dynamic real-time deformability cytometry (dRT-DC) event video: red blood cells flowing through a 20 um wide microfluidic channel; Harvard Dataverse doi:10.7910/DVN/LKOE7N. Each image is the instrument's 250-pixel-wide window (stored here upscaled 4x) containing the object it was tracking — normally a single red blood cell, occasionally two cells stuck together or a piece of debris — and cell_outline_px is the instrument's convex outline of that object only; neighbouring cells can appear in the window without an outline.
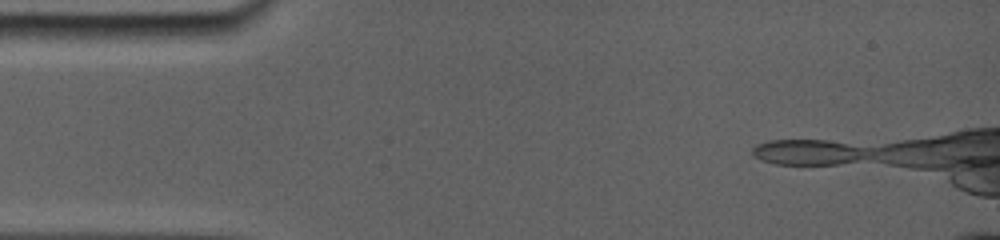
{"species": "common noctule bat (a hibernating species)", "species_latin": "Nyctalus noctula", "temperature_condition": "room temperature", "stored_images_in_passage": 2, "camera_frame_rate_fps": 5000, "um_per_image_px": 0.085, "animal": {"sex": "female", "body_mass_g": 19.0, "forearm_length_mm": 56.7}, "frame": {"image": 1, "passage_image": 1, "time_ms": 0.0, "image_size_px": [1000, 240], "cell_outline_px": [[864, 156], [852, 160], [832, 164], [780, 164], [764, 160], [756, 156], [752, 152], [760, 144], [776, 140], [820, 140], [840, 144], [856, 148]], "centroid_in_image_um": [68.49, 12.94], "position_along_channel_um": 16.5, "area_um2": 15.37}}